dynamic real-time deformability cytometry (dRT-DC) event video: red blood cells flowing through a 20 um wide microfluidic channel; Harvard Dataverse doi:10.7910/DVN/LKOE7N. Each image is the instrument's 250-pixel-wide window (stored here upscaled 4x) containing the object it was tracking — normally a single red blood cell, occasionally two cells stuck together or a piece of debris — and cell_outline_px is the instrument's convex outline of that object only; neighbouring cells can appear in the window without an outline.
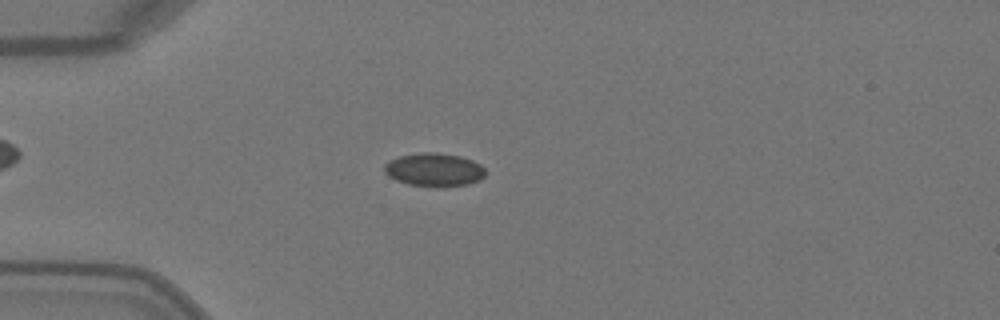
{"species": "Egyptian fruit bat (a non-hibernating species)", "species_latin": "Rousettus aegyptiacus", "temperature_condition": "warm", "stored_images_in_passage": 5, "camera_frame_rate_fps": 3000, "um_per_image_px": 0.085, "animal": {"sex": "female"}, "frame": {"image": 1, "passage_image": 4, "time_ms": 1.0, "image_size_px": [1000, 320], "cell_outline_px": [[484, 176], [480, 180], [468, 184], [436, 188], [408, 184], [396, 180], [388, 176], [384, 172], [384, 164], [388, 160], [400, 156], [420, 152], [436, 152], [460, 156], [472, 160], [480, 164], [484, 168]], "centroid_in_image_um": [36.88, 14.43], "position_along_channel_um": 48.1, "area_um2": 19.88}}